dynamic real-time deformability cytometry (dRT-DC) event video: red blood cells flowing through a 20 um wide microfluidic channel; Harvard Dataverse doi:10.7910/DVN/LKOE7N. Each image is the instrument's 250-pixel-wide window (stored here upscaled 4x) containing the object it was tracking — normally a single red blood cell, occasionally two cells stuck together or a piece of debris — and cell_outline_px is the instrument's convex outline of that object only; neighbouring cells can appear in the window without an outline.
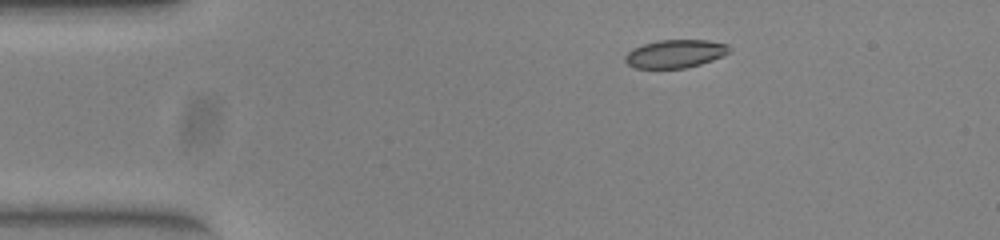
{"species": "common noctule bat (a hibernating species)", "species_latin": "Nyctalus noctula", "temperature_condition": "warm", "stored_images_in_passage": 44, "camera_frame_rate_fps": 3000, "um_per_image_px": 0.085, "animal": {"sex": "female", "body_mass_g": 23.0, "forearm_length_mm": 53.4}, "frame": {"image": 1, "passage_image": 1, "time_ms": 0.0, "image_size_px": [1000, 240], "cell_outline_px": [[732, 48], [724, 56], [700, 64], [684, 68], [636, 68], [628, 64], [624, 60], [624, 56], [632, 48], [644, 44], [660, 40], [708, 40], [728, 44]], "centroid_in_image_um": [57.41, 4.56], "position_along_channel_um": 27.6, "area_um2": 17.11}}
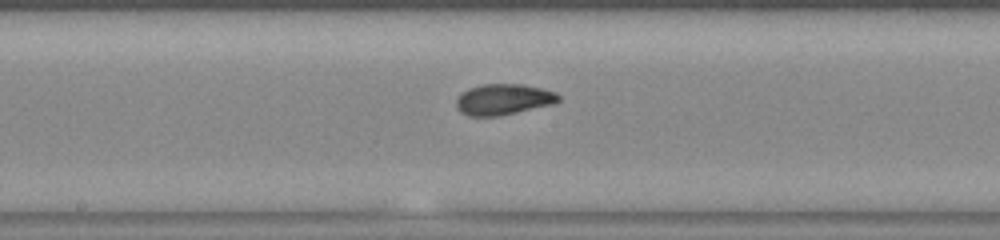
{"frame": {"image": 2, "passage_image": 19, "time_ms": 6.0, "image_size_px": [1000, 240], "cell_outline_px": [[560, 100], [552, 104], [500, 116], [468, 116], [460, 112], [456, 108], [456, 100], [468, 88], [480, 84], [524, 84], [544, 88], [556, 92], [560, 96]], "centroid_in_image_um": [42.8, 8.44], "position_along_channel_um": 205.4, "area_um2": 18.55}}
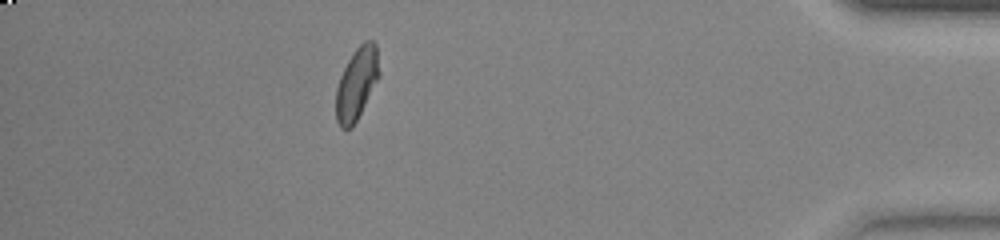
{"frame": {"image": 3, "passage_image": 38, "time_ms": 12.333, "image_size_px": [1000, 240], "cell_outline_px": [[380, 76], [352, 128], [340, 128], [336, 120], [336, 88], [340, 76], [348, 60], [356, 48], [364, 40], [372, 40], [376, 44], [380, 72]], "centroid_in_image_um": [30.32, 7.09], "position_along_channel_um": 404.9, "area_um2": 18.15}, "authors_computed_cell_mechanics": {"area_um2": 18.0914, "velocity_mm_per_s": 3.9616, "shape_relaxation_time_tau1_ms": 9.9948, "shape_relaxation_time_tau2_ms": 0.9945, "deformation_change_tau1": 0.249, "deformation_change_tau2": 0.0525}}